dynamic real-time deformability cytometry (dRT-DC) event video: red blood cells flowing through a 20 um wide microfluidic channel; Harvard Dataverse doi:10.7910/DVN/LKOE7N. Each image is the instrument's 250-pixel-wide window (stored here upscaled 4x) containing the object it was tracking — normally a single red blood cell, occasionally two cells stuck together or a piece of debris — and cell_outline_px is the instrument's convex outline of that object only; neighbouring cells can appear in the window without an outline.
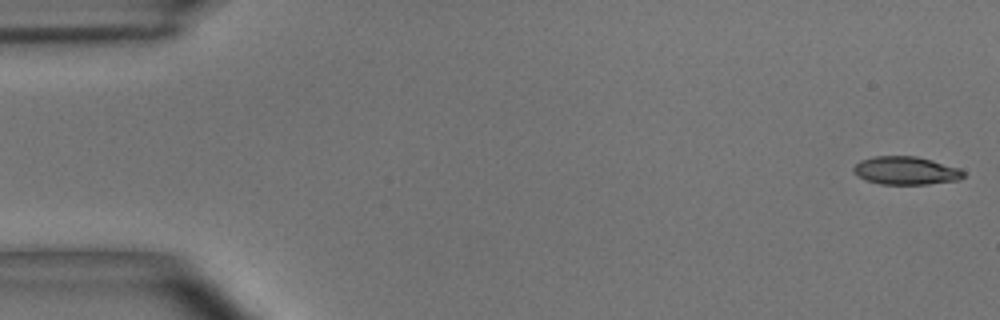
{"species": "common noctule bat (a hibernating species)", "species_latin": "Nyctalus noctula", "temperature_condition": "room temperature", "stored_images_in_passage": 6, "camera_frame_rate_fps": 3000, "um_per_image_px": 0.085, "animal": {"sex": "male", "body_mass_g": 15.6}, "frame": {"image": 1, "passage_image": 1, "time_ms": 0.0, "image_size_px": [1000, 320], "cell_outline_px": [[964, 176], [960, 180], [928, 184], [880, 184], [856, 176], [852, 172], [852, 168], [860, 160], [876, 156], [916, 156], [932, 160], [960, 168], [964, 172]], "centroid_in_image_um": [76.99, 14.5], "position_along_channel_um": 8.0, "area_um2": 18.09}}
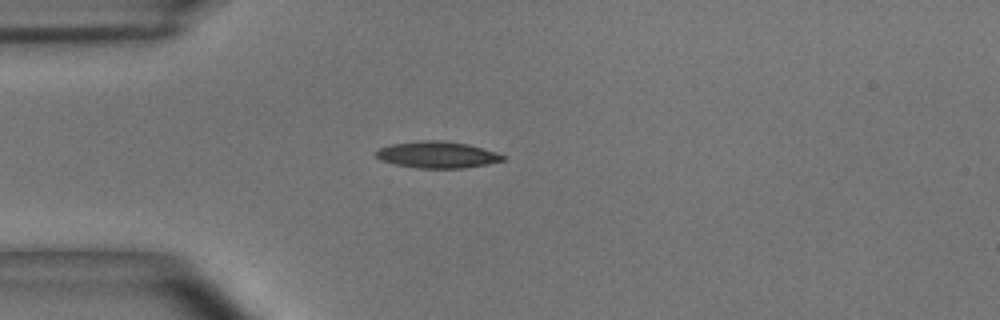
{"frame": {"image": 2, "passage_image": 5, "time_ms": 1.333, "image_size_px": [1000, 320], "cell_outline_px": [[504, 160], [488, 164], [464, 168], [416, 168], [396, 164], [380, 160], [376, 156], [376, 152], [380, 148], [392, 144], [424, 140], [444, 140], [468, 144], [496, 152], [504, 156]], "centroid_in_image_um": [37.18, 13.15], "position_along_channel_um": 47.8, "area_um2": 19.54}}